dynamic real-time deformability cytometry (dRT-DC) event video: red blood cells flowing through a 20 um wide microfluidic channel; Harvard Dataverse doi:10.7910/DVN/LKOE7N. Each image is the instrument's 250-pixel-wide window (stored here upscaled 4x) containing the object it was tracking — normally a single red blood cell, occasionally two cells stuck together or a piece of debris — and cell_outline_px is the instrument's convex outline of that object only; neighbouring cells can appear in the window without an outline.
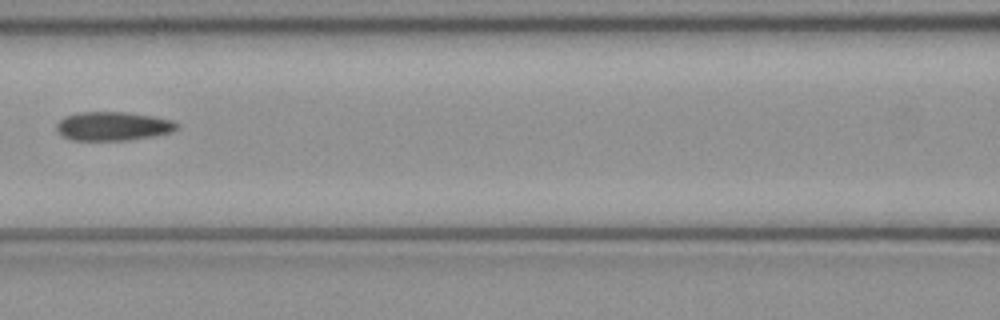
{"species": "common noctule bat (a hibernating species)", "species_latin": "Nyctalus noctula", "temperature_condition": "cold", "stored_images_in_passage": 7, "camera_frame_rate_fps": 3000, "um_per_image_px": 0.085, "animal": {"sex": "female", "body_mass_g": 21.9}, "frame": {"image": 1, "passage_image": 7, "time_ms": 2.0, "image_size_px": [1000, 320], "cell_outline_px": [[180, 124], [172, 132], [156, 136], [128, 140], [68, 140], [60, 136], [56, 132], [56, 124], [64, 116], [76, 112], [124, 112], [152, 116], [172, 120]], "centroid_in_image_um": [9.55, 10.73], "position_along_channel_um": 157.0, "area_um2": 20.52}}